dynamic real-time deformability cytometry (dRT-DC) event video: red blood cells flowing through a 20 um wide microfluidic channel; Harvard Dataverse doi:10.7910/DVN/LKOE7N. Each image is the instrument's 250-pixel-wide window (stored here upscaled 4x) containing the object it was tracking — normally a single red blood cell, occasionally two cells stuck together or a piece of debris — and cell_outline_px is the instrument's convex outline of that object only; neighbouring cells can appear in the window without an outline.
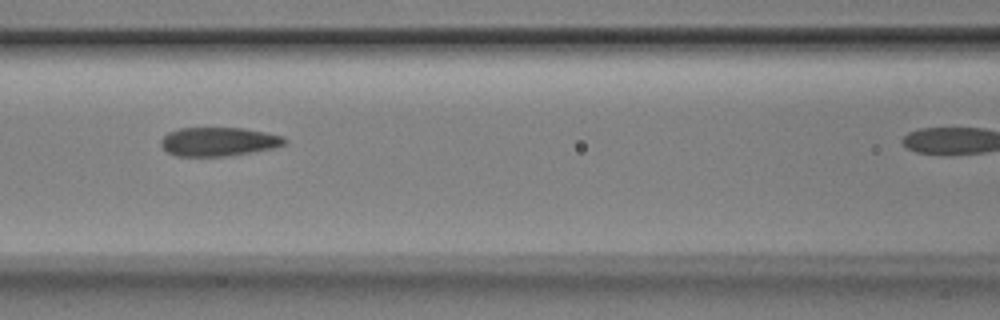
{"species": "Egyptian fruit bat (a non-hibernating species)", "species_latin": "Rousettus aegyptiacus", "temperature_condition": "room temperature", "stored_images_in_passage": 7, "camera_frame_rate_fps": 3000, "um_per_image_px": 0.085, "animal": {"sex": "male"}, "frame": {"image": 1, "passage_image": 6, "time_ms": 1.667, "image_size_px": [1000, 320], "cell_outline_px": [[288, 140], [284, 144], [272, 148], [252, 152], [224, 156], [176, 156], [168, 152], [160, 144], [160, 140], [168, 132], [180, 128], [244, 128], [284, 136]], "centroid_in_image_um": [18.57, 12.03], "position_along_channel_um": 148.0, "area_um2": 20.69}}